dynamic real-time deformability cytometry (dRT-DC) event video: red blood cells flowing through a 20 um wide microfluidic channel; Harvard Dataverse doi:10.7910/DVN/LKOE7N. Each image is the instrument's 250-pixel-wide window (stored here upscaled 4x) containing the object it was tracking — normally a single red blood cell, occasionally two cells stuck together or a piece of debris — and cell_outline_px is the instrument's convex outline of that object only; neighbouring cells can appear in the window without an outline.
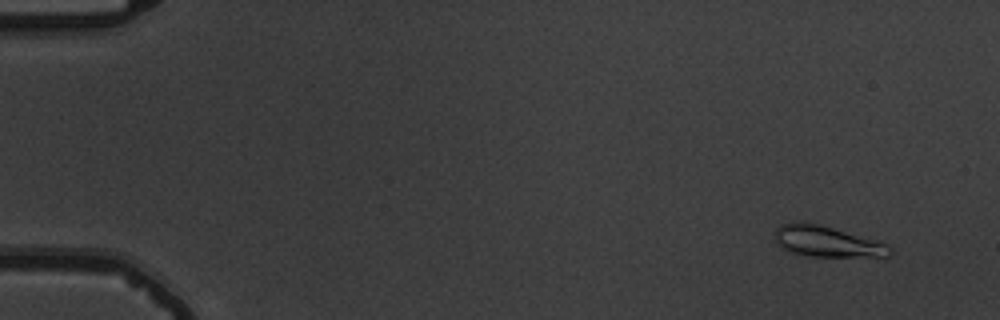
{"species": "common noctule bat (a hibernating species)", "species_latin": "Nyctalus noctula", "temperature_condition": "warm", "stored_images_in_passage": 57, "camera_frame_rate_fps": 3000, "um_per_image_px": 0.085, "animal": {"sex": "male", "body_mass_g": 19.5, "forearm_length_mm": 54.6}, "frame": {"image": 1, "passage_image": 5, "time_ms": 1.333, "image_size_px": [1000, 320], "cell_outline_px": [[892, 256], [808, 256], [792, 252], [776, 244], [776, 228], [780, 224], [800, 220], [804, 220], [820, 224], [880, 240], [888, 244], [892, 248]], "centroid_in_image_um": [70.33, 20.49], "position_along_channel_um": 14.7, "area_um2": 21.1}}
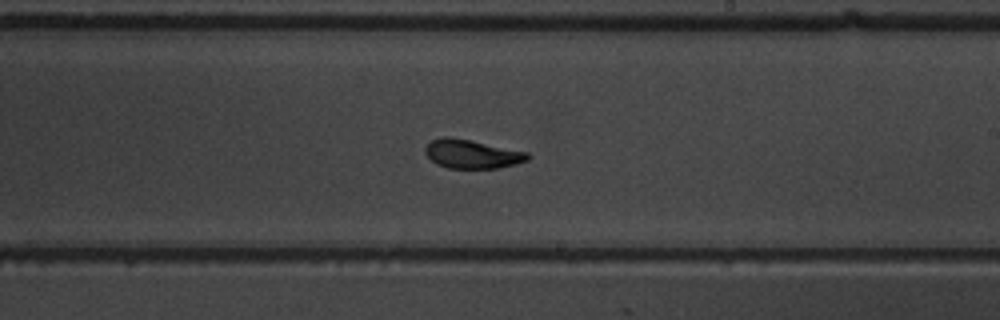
{"frame": {"image": 2, "passage_image": 35, "time_ms": 11.333, "image_size_px": [1000, 320], "cell_outline_px": [[532, 156], [528, 160], [516, 164], [496, 168], [448, 168], [436, 164], [424, 152], [424, 148], [432, 140], [444, 136], [448, 136], [528, 152]], "centroid_in_image_um": [40.12, 13.1], "position_along_channel_um": 248.9, "area_um2": 17.05}}
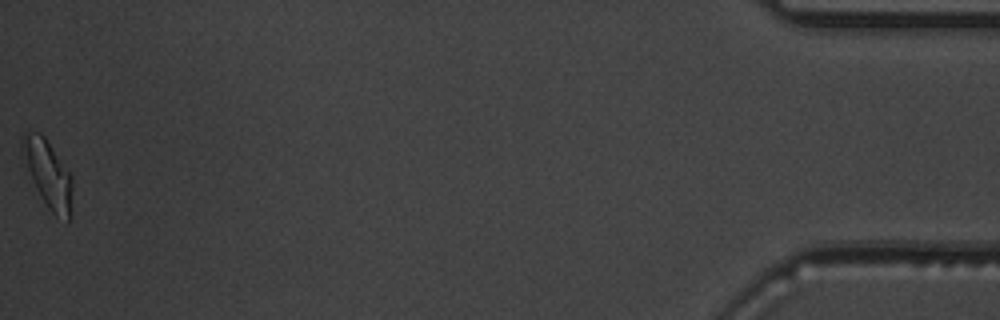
{"frame": {"image": 3, "passage_image": 57, "time_ms": 18.667, "image_size_px": [1000, 320], "cell_outline_px": [[72, 188], [68, 224], [56, 216], [48, 208], [36, 188], [20, 148], [20, 140], [24, 132], [40, 132], [44, 136], [72, 176]], "centroid_in_image_um": [4.08, 14.76], "position_along_channel_um": 431.1, "area_um2": 19.25}, "authors_computed_cell_mechanics": {"area_um2": 17.8024, "velocity_mm_per_s": 3.6926, "shape_relaxation_time_tau1_ms": 3.1974, "shape_relaxation_time_tau2_ms": 1.2665, "deformation_change_tau1": 0.1786, "deformation_change_tau2": 0.083}}